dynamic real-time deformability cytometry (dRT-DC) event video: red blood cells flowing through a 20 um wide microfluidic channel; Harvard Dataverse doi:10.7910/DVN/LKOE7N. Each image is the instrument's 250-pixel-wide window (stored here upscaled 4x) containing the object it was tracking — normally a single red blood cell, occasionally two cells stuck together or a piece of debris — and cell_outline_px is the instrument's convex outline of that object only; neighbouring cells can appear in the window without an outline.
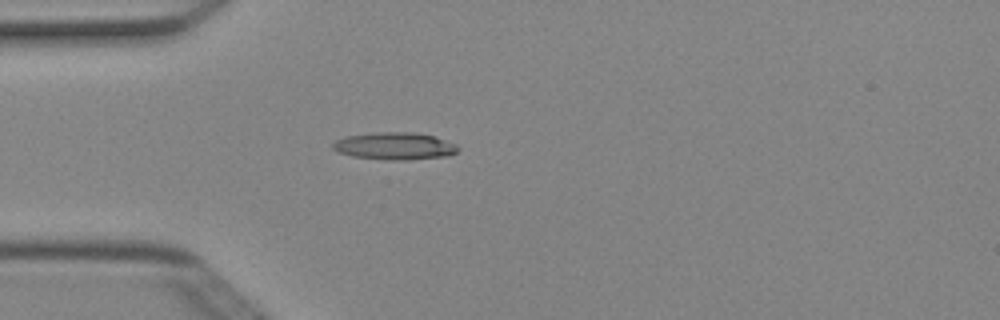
{"species": "Egyptian fruit bat (a non-hibernating species)", "species_latin": "Rousettus aegyptiacus", "temperature_condition": "cold", "stored_images_in_passage": 4, "camera_frame_rate_fps": 3000, "um_per_image_px": 0.085, "animal": {"sex": "female"}, "frame": {"image": 1, "passage_image": 4, "time_ms": 1.0, "image_size_px": [1000, 320], "cell_outline_px": [[460, 148], [456, 152], [448, 156], [408, 160], [392, 160], [352, 156], [336, 152], [332, 148], [332, 144], [336, 140], [344, 136], [380, 132], [412, 132], [432, 136], [456, 144]], "centroid_in_image_um": [33.52, 12.42], "position_along_channel_um": 51.5, "area_um2": 19.88}}